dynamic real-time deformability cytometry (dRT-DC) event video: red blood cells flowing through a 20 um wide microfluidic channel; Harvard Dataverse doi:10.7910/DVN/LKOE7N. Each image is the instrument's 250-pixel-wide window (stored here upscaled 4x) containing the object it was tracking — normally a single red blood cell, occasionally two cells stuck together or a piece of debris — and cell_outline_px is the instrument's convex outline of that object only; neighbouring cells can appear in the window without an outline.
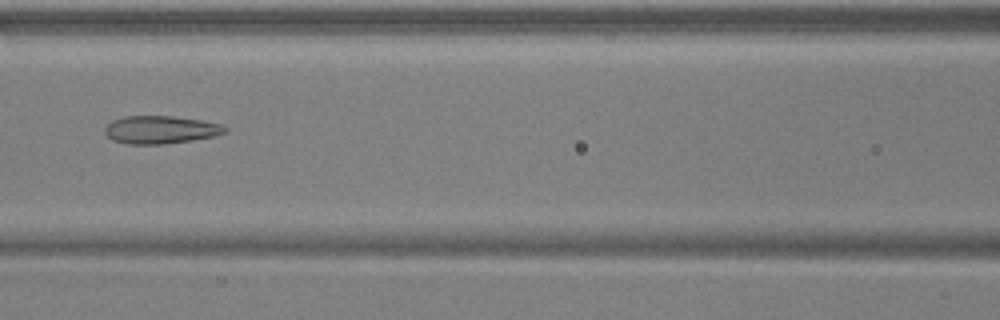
{"species": "common noctule bat (a hibernating species)", "species_latin": "Nyctalus noctula", "temperature_condition": "warm", "stored_images_in_passage": 7, "camera_frame_rate_fps": 3000, "um_per_image_px": 0.085, "animal": {"sex": "male", "body_mass_g": 17.9, "forearm_length_mm": 54.2}, "frame": {"image": 1, "passage_image": 7, "time_ms": 2.0, "image_size_px": [1000, 320], "cell_outline_px": [[228, 132], [216, 136], [192, 140], [164, 144], [128, 144], [112, 140], [104, 132], [104, 128], [112, 120], [124, 116], [172, 116], [200, 120], [220, 124], [228, 128]], "centroid_in_image_um": [13.65, 11.03], "position_along_channel_um": 152.9, "area_um2": 19.59}}